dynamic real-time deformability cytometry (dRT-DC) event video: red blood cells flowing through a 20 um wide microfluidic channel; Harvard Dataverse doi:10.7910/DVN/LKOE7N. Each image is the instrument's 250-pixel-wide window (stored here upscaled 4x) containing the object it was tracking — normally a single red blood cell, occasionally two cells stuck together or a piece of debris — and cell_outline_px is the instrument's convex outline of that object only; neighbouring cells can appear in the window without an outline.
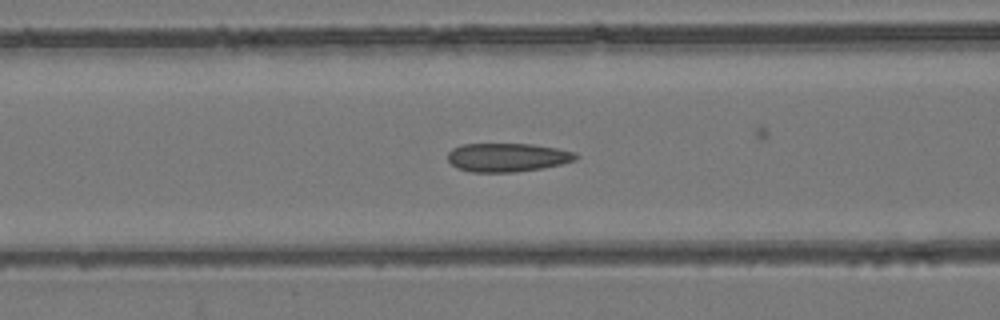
{"species": "common noctule bat (a hibernating species)", "species_latin": "Nyctalus noctula", "temperature_condition": "room temperature", "stored_images_in_passage": 53, "camera_frame_rate_fps": 3000, "um_per_image_px": 0.085, "animal": {"sex": "female", "body_mass_g": 24.6, "forearm_length_mm": 56.2}, "frame": {"image": 1, "passage_image": 21, "time_ms": 6.667, "image_size_px": [1000, 320], "cell_outline_px": [[580, 156], [576, 160], [560, 164], [540, 168], [516, 172], [472, 172], [456, 168], [448, 160], [448, 152], [452, 148], [460, 144], [532, 144], [556, 148], [576, 152]], "centroid_in_image_um": [43.12, 13.37], "position_along_channel_um": 123.5, "area_um2": 21.44}}
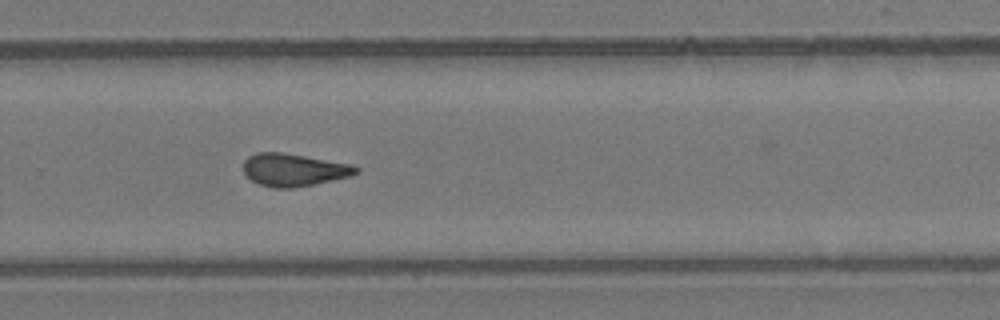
{"frame": {"image": 2, "passage_image": 35, "time_ms": 11.333, "image_size_px": [1000, 320], "cell_outline_px": [[360, 172], [352, 176], [316, 184], [292, 188], [276, 188], [260, 184], [252, 180], [244, 172], [244, 160], [248, 156], [256, 152], [280, 152], [352, 164], [360, 168]], "centroid_in_image_um": [25.01, 14.44], "position_along_channel_um": 304.8, "area_um2": 21.44}}
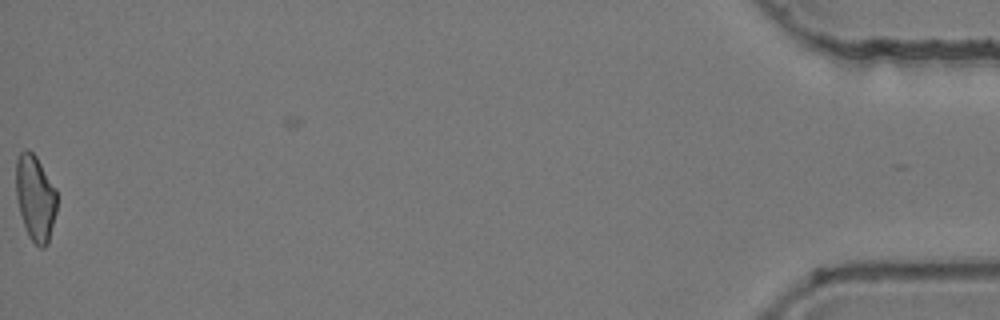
{"frame": {"image": 3, "passage_image": 53, "time_ms": 17.333, "image_size_px": [1000, 320], "cell_outline_px": [[56, 212], [48, 244], [44, 248], [40, 248], [28, 236], [20, 212], [16, 196], [16, 160], [20, 152], [24, 148], [28, 148], [36, 156], [56, 188]], "centroid_in_image_um": [3.0, 16.8], "position_along_channel_um": 432.2, "area_um2": 20.52}, "authors_computed_cell_mechanics": {"area_um2": 21.386, "velocity_mm_per_s": 3.8939, "shape_relaxation_time_tau1_ms": null, "shape_relaxation_time_tau2_ms": 2.7204, "deformation_change_tau1": null, "deformation_change_tau2": 0.091}}